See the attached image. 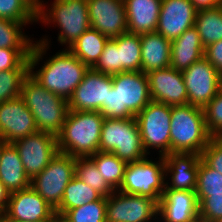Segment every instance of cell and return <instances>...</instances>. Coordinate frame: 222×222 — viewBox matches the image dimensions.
Instances as JSON below:
<instances>
[{
    "instance_id": "484cf974",
    "label": "cell",
    "mask_w": 222,
    "mask_h": 222,
    "mask_svg": "<svg viewBox=\"0 0 222 222\" xmlns=\"http://www.w3.org/2000/svg\"><path fill=\"white\" fill-rule=\"evenodd\" d=\"M108 37L89 28L68 49L86 66L93 68L102 54Z\"/></svg>"
},
{
    "instance_id": "836d02e7",
    "label": "cell",
    "mask_w": 222,
    "mask_h": 222,
    "mask_svg": "<svg viewBox=\"0 0 222 222\" xmlns=\"http://www.w3.org/2000/svg\"><path fill=\"white\" fill-rule=\"evenodd\" d=\"M29 69L0 71V103L21 96L22 83Z\"/></svg>"
},
{
    "instance_id": "52a82bcc",
    "label": "cell",
    "mask_w": 222,
    "mask_h": 222,
    "mask_svg": "<svg viewBox=\"0 0 222 222\" xmlns=\"http://www.w3.org/2000/svg\"><path fill=\"white\" fill-rule=\"evenodd\" d=\"M52 7H45L37 14V21L60 28L58 41L67 49L89 28H91L87 0H54Z\"/></svg>"
},
{
    "instance_id": "d4e9b609",
    "label": "cell",
    "mask_w": 222,
    "mask_h": 222,
    "mask_svg": "<svg viewBox=\"0 0 222 222\" xmlns=\"http://www.w3.org/2000/svg\"><path fill=\"white\" fill-rule=\"evenodd\" d=\"M0 180L10 193L27 189L31 181L24 171L15 146L5 141L0 159Z\"/></svg>"
},
{
    "instance_id": "d590c367",
    "label": "cell",
    "mask_w": 222,
    "mask_h": 222,
    "mask_svg": "<svg viewBox=\"0 0 222 222\" xmlns=\"http://www.w3.org/2000/svg\"><path fill=\"white\" fill-rule=\"evenodd\" d=\"M0 18L26 24L37 22V15L22 0H0Z\"/></svg>"
},
{
    "instance_id": "83f0119b",
    "label": "cell",
    "mask_w": 222,
    "mask_h": 222,
    "mask_svg": "<svg viewBox=\"0 0 222 222\" xmlns=\"http://www.w3.org/2000/svg\"><path fill=\"white\" fill-rule=\"evenodd\" d=\"M119 73L141 71V40L139 34L126 32L117 37Z\"/></svg>"
},
{
    "instance_id": "8fae6325",
    "label": "cell",
    "mask_w": 222,
    "mask_h": 222,
    "mask_svg": "<svg viewBox=\"0 0 222 222\" xmlns=\"http://www.w3.org/2000/svg\"><path fill=\"white\" fill-rule=\"evenodd\" d=\"M156 217L158 202L152 198L118 190L107 197L106 222H152Z\"/></svg>"
},
{
    "instance_id": "5b68a950",
    "label": "cell",
    "mask_w": 222,
    "mask_h": 222,
    "mask_svg": "<svg viewBox=\"0 0 222 222\" xmlns=\"http://www.w3.org/2000/svg\"><path fill=\"white\" fill-rule=\"evenodd\" d=\"M21 97L34 116L38 131L57 136L68 113V100L44 88L28 74L21 89Z\"/></svg>"
},
{
    "instance_id": "44dd1931",
    "label": "cell",
    "mask_w": 222,
    "mask_h": 222,
    "mask_svg": "<svg viewBox=\"0 0 222 222\" xmlns=\"http://www.w3.org/2000/svg\"><path fill=\"white\" fill-rule=\"evenodd\" d=\"M55 211L32 187L10 193L6 213L15 219L46 222Z\"/></svg>"
},
{
    "instance_id": "f6af8a7d",
    "label": "cell",
    "mask_w": 222,
    "mask_h": 222,
    "mask_svg": "<svg viewBox=\"0 0 222 222\" xmlns=\"http://www.w3.org/2000/svg\"><path fill=\"white\" fill-rule=\"evenodd\" d=\"M36 15L46 6L42 0H22Z\"/></svg>"
},
{
    "instance_id": "f1b7e54d",
    "label": "cell",
    "mask_w": 222,
    "mask_h": 222,
    "mask_svg": "<svg viewBox=\"0 0 222 222\" xmlns=\"http://www.w3.org/2000/svg\"><path fill=\"white\" fill-rule=\"evenodd\" d=\"M102 196L93 188L87 186L76 176L67 184L60 205L55 209L57 212L66 213L68 210L80 207L84 204L95 202Z\"/></svg>"
},
{
    "instance_id": "74e56055",
    "label": "cell",
    "mask_w": 222,
    "mask_h": 222,
    "mask_svg": "<svg viewBox=\"0 0 222 222\" xmlns=\"http://www.w3.org/2000/svg\"><path fill=\"white\" fill-rule=\"evenodd\" d=\"M93 69L107 75L119 73V51L117 48V37L108 39L104 50Z\"/></svg>"
},
{
    "instance_id": "ee69618b",
    "label": "cell",
    "mask_w": 222,
    "mask_h": 222,
    "mask_svg": "<svg viewBox=\"0 0 222 222\" xmlns=\"http://www.w3.org/2000/svg\"><path fill=\"white\" fill-rule=\"evenodd\" d=\"M10 192L6 189L5 185L0 180V213L7 210L9 203Z\"/></svg>"
},
{
    "instance_id": "7dc6e473",
    "label": "cell",
    "mask_w": 222,
    "mask_h": 222,
    "mask_svg": "<svg viewBox=\"0 0 222 222\" xmlns=\"http://www.w3.org/2000/svg\"><path fill=\"white\" fill-rule=\"evenodd\" d=\"M0 222H32V221H23L10 217L6 212L0 213Z\"/></svg>"
},
{
    "instance_id": "277c9868",
    "label": "cell",
    "mask_w": 222,
    "mask_h": 222,
    "mask_svg": "<svg viewBox=\"0 0 222 222\" xmlns=\"http://www.w3.org/2000/svg\"><path fill=\"white\" fill-rule=\"evenodd\" d=\"M170 126V153L201 154L212 138L203 108L191 104L171 107Z\"/></svg>"
},
{
    "instance_id": "9c48e42d",
    "label": "cell",
    "mask_w": 222,
    "mask_h": 222,
    "mask_svg": "<svg viewBox=\"0 0 222 222\" xmlns=\"http://www.w3.org/2000/svg\"><path fill=\"white\" fill-rule=\"evenodd\" d=\"M76 157L58 152L30 181L32 187L53 209L63 198L67 184L75 177Z\"/></svg>"
},
{
    "instance_id": "c3c4849f",
    "label": "cell",
    "mask_w": 222,
    "mask_h": 222,
    "mask_svg": "<svg viewBox=\"0 0 222 222\" xmlns=\"http://www.w3.org/2000/svg\"><path fill=\"white\" fill-rule=\"evenodd\" d=\"M188 222H207V221L204 218H202L200 215H198Z\"/></svg>"
},
{
    "instance_id": "2e32d148",
    "label": "cell",
    "mask_w": 222,
    "mask_h": 222,
    "mask_svg": "<svg viewBox=\"0 0 222 222\" xmlns=\"http://www.w3.org/2000/svg\"><path fill=\"white\" fill-rule=\"evenodd\" d=\"M91 28L109 39L128 32L124 0H87Z\"/></svg>"
},
{
    "instance_id": "7bdbcfd3",
    "label": "cell",
    "mask_w": 222,
    "mask_h": 222,
    "mask_svg": "<svg viewBox=\"0 0 222 222\" xmlns=\"http://www.w3.org/2000/svg\"><path fill=\"white\" fill-rule=\"evenodd\" d=\"M197 10L214 8L222 5V0H191Z\"/></svg>"
},
{
    "instance_id": "f35d334b",
    "label": "cell",
    "mask_w": 222,
    "mask_h": 222,
    "mask_svg": "<svg viewBox=\"0 0 222 222\" xmlns=\"http://www.w3.org/2000/svg\"><path fill=\"white\" fill-rule=\"evenodd\" d=\"M31 49L0 48V71L29 69Z\"/></svg>"
},
{
    "instance_id": "ba28073f",
    "label": "cell",
    "mask_w": 222,
    "mask_h": 222,
    "mask_svg": "<svg viewBox=\"0 0 222 222\" xmlns=\"http://www.w3.org/2000/svg\"><path fill=\"white\" fill-rule=\"evenodd\" d=\"M166 178L164 156H160L156 163L145 157L138 162L127 163L118 191L146 196L159 203L165 190Z\"/></svg>"
},
{
    "instance_id": "30bf717a",
    "label": "cell",
    "mask_w": 222,
    "mask_h": 222,
    "mask_svg": "<svg viewBox=\"0 0 222 222\" xmlns=\"http://www.w3.org/2000/svg\"><path fill=\"white\" fill-rule=\"evenodd\" d=\"M135 118L146 154L155 148L159 156L170 154L171 106L151 100Z\"/></svg>"
},
{
    "instance_id": "6da1fadb",
    "label": "cell",
    "mask_w": 222,
    "mask_h": 222,
    "mask_svg": "<svg viewBox=\"0 0 222 222\" xmlns=\"http://www.w3.org/2000/svg\"><path fill=\"white\" fill-rule=\"evenodd\" d=\"M48 38L33 43L29 55V74L48 91L68 100L75 88L82 82L89 67L80 61L69 49L63 48L61 52L46 60L41 69L35 66L42 60L49 48Z\"/></svg>"
},
{
    "instance_id": "60d3db41",
    "label": "cell",
    "mask_w": 222,
    "mask_h": 222,
    "mask_svg": "<svg viewBox=\"0 0 222 222\" xmlns=\"http://www.w3.org/2000/svg\"><path fill=\"white\" fill-rule=\"evenodd\" d=\"M199 215L207 222L222 219V193L205 196L199 202Z\"/></svg>"
},
{
    "instance_id": "f546056e",
    "label": "cell",
    "mask_w": 222,
    "mask_h": 222,
    "mask_svg": "<svg viewBox=\"0 0 222 222\" xmlns=\"http://www.w3.org/2000/svg\"><path fill=\"white\" fill-rule=\"evenodd\" d=\"M89 158L95 163L100 176L114 189L118 190L124 178L127 163L111 152H100L90 155Z\"/></svg>"
},
{
    "instance_id": "4fadbf2b",
    "label": "cell",
    "mask_w": 222,
    "mask_h": 222,
    "mask_svg": "<svg viewBox=\"0 0 222 222\" xmlns=\"http://www.w3.org/2000/svg\"><path fill=\"white\" fill-rule=\"evenodd\" d=\"M12 144L30 180L49 165L50 160L59 152L57 136L44 131L19 138Z\"/></svg>"
},
{
    "instance_id": "e575fe53",
    "label": "cell",
    "mask_w": 222,
    "mask_h": 222,
    "mask_svg": "<svg viewBox=\"0 0 222 222\" xmlns=\"http://www.w3.org/2000/svg\"><path fill=\"white\" fill-rule=\"evenodd\" d=\"M107 198L101 197L95 202L68 210L65 214L71 222H106Z\"/></svg>"
},
{
    "instance_id": "cb8c5ba5",
    "label": "cell",
    "mask_w": 222,
    "mask_h": 222,
    "mask_svg": "<svg viewBox=\"0 0 222 222\" xmlns=\"http://www.w3.org/2000/svg\"><path fill=\"white\" fill-rule=\"evenodd\" d=\"M204 53L205 47L201 43L197 29L193 26L171 41L170 66L183 72L194 62L200 60Z\"/></svg>"
},
{
    "instance_id": "1f68e13d",
    "label": "cell",
    "mask_w": 222,
    "mask_h": 222,
    "mask_svg": "<svg viewBox=\"0 0 222 222\" xmlns=\"http://www.w3.org/2000/svg\"><path fill=\"white\" fill-rule=\"evenodd\" d=\"M23 26V23L0 18V48L31 49L34 41L22 32Z\"/></svg>"
},
{
    "instance_id": "d6a6232c",
    "label": "cell",
    "mask_w": 222,
    "mask_h": 222,
    "mask_svg": "<svg viewBox=\"0 0 222 222\" xmlns=\"http://www.w3.org/2000/svg\"><path fill=\"white\" fill-rule=\"evenodd\" d=\"M195 192L198 203L205 196L222 193V174L208 167L202 160L199 162Z\"/></svg>"
},
{
    "instance_id": "d6986e66",
    "label": "cell",
    "mask_w": 222,
    "mask_h": 222,
    "mask_svg": "<svg viewBox=\"0 0 222 222\" xmlns=\"http://www.w3.org/2000/svg\"><path fill=\"white\" fill-rule=\"evenodd\" d=\"M164 160L165 176H171L169 178L170 183L165 182V189L195 192L201 155L195 153H170L164 156Z\"/></svg>"
},
{
    "instance_id": "e0dca14e",
    "label": "cell",
    "mask_w": 222,
    "mask_h": 222,
    "mask_svg": "<svg viewBox=\"0 0 222 222\" xmlns=\"http://www.w3.org/2000/svg\"><path fill=\"white\" fill-rule=\"evenodd\" d=\"M152 101L179 106L188 104V94L182 72L171 66L146 74Z\"/></svg>"
},
{
    "instance_id": "b9f144b4",
    "label": "cell",
    "mask_w": 222,
    "mask_h": 222,
    "mask_svg": "<svg viewBox=\"0 0 222 222\" xmlns=\"http://www.w3.org/2000/svg\"><path fill=\"white\" fill-rule=\"evenodd\" d=\"M204 57L222 75V40L205 47Z\"/></svg>"
},
{
    "instance_id": "8d00e7d4",
    "label": "cell",
    "mask_w": 222,
    "mask_h": 222,
    "mask_svg": "<svg viewBox=\"0 0 222 222\" xmlns=\"http://www.w3.org/2000/svg\"><path fill=\"white\" fill-rule=\"evenodd\" d=\"M206 127L212 137H222V89L203 108Z\"/></svg>"
},
{
    "instance_id": "4316f807",
    "label": "cell",
    "mask_w": 222,
    "mask_h": 222,
    "mask_svg": "<svg viewBox=\"0 0 222 222\" xmlns=\"http://www.w3.org/2000/svg\"><path fill=\"white\" fill-rule=\"evenodd\" d=\"M194 27L204 47L222 40V5L198 10Z\"/></svg>"
},
{
    "instance_id": "ab89813d",
    "label": "cell",
    "mask_w": 222,
    "mask_h": 222,
    "mask_svg": "<svg viewBox=\"0 0 222 222\" xmlns=\"http://www.w3.org/2000/svg\"><path fill=\"white\" fill-rule=\"evenodd\" d=\"M200 155L208 167L222 174V137H212Z\"/></svg>"
},
{
    "instance_id": "7a4b0ae2",
    "label": "cell",
    "mask_w": 222,
    "mask_h": 222,
    "mask_svg": "<svg viewBox=\"0 0 222 222\" xmlns=\"http://www.w3.org/2000/svg\"><path fill=\"white\" fill-rule=\"evenodd\" d=\"M150 101L146 73L122 72L112 75V88L108 91L107 106H103L100 113L104 118H132Z\"/></svg>"
},
{
    "instance_id": "9a60e30c",
    "label": "cell",
    "mask_w": 222,
    "mask_h": 222,
    "mask_svg": "<svg viewBox=\"0 0 222 222\" xmlns=\"http://www.w3.org/2000/svg\"><path fill=\"white\" fill-rule=\"evenodd\" d=\"M37 131L34 116L21 96L0 103V139L13 143Z\"/></svg>"
},
{
    "instance_id": "3957f363",
    "label": "cell",
    "mask_w": 222,
    "mask_h": 222,
    "mask_svg": "<svg viewBox=\"0 0 222 222\" xmlns=\"http://www.w3.org/2000/svg\"><path fill=\"white\" fill-rule=\"evenodd\" d=\"M104 119L99 111L68 110L57 135L59 152L74 157H89L97 153Z\"/></svg>"
},
{
    "instance_id": "8992f818",
    "label": "cell",
    "mask_w": 222,
    "mask_h": 222,
    "mask_svg": "<svg viewBox=\"0 0 222 222\" xmlns=\"http://www.w3.org/2000/svg\"><path fill=\"white\" fill-rule=\"evenodd\" d=\"M99 151L111 152L126 163L138 162L147 157L136 118H105Z\"/></svg>"
},
{
    "instance_id": "ac0fdd59",
    "label": "cell",
    "mask_w": 222,
    "mask_h": 222,
    "mask_svg": "<svg viewBox=\"0 0 222 222\" xmlns=\"http://www.w3.org/2000/svg\"><path fill=\"white\" fill-rule=\"evenodd\" d=\"M197 11L191 0H162L156 32L175 40L194 26Z\"/></svg>"
},
{
    "instance_id": "5bb4252c",
    "label": "cell",
    "mask_w": 222,
    "mask_h": 222,
    "mask_svg": "<svg viewBox=\"0 0 222 222\" xmlns=\"http://www.w3.org/2000/svg\"><path fill=\"white\" fill-rule=\"evenodd\" d=\"M111 88L112 75L89 68L68 99V110L100 112L103 106H107L108 91Z\"/></svg>"
},
{
    "instance_id": "681fc988",
    "label": "cell",
    "mask_w": 222,
    "mask_h": 222,
    "mask_svg": "<svg viewBox=\"0 0 222 222\" xmlns=\"http://www.w3.org/2000/svg\"><path fill=\"white\" fill-rule=\"evenodd\" d=\"M2 152H3V140L0 139V159H1Z\"/></svg>"
},
{
    "instance_id": "ffe728a7",
    "label": "cell",
    "mask_w": 222,
    "mask_h": 222,
    "mask_svg": "<svg viewBox=\"0 0 222 222\" xmlns=\"http://www.w3.org/2000/svg\"><path fill=\"white\" fill-rule=\"evenodd\" d=\"M199 215L196 192L165 189L158 203V216L164 222H188Z\"/></svg>"
},
{
    "instance_id": "7402d4cb",
    "label": "cell",
    "mask_w": 222,
    "mask_h": 222,
    "mask_svg": "<svg viewBox=\"0 0 222 222\" xmlns=\"http://www.w3.org/2000/svg\"><path fill=\"white\" fill-rule=\"evenodd\" d=\"M162 0H124L127 30L134 34L156 32Z\"/></svg>"
},
{
    "instance_id": "603a6c76",
    "label": "cell",
    "mask_w": 222,
    "mask_h": 222,
    "mask_svg": "<svg viewBox=\"0 0 222 222\" xmlns=\"http://www.w3.org/2000/svg\"><path fill=\"white\" fill-rule=\"evenodd\" d=\"M141 71L149 73L154 70L170 67L171 41L158 32L140 35Z\"/></svg>"
},
{
    "instance_id": "bcb514c9",
    "label": "cell",
    "mask_w": 222,
    "mask_h": 222,
    "mask_svg": "<svg viewBox=\"0 0 222 222\" xmlns=\"http://www.w3.org/2000/svg\"><path fill=\"white\" fill-rule=\"evenodd\" d=\"M46 222H71L66 214L54 211Z\"/></svg>"
},
{
    "instance_id": "4dcf8cb0",
    "label": "cell",
    "mask_w": 222,
    "mask_h": 222,
    "mask_svg": "<svg viewBox=\"0 0 222 222\" xmlns=\"http://www.w3.org/2000/svg\"><path fill=\"white\" fill-rule=\"evenodd\" d=\"M75 176L93 188L102 197H108L115 190L100 176L95 163L89 157H76Z\"/></svg>"
},
{
    "instance_id": "f907efd6",
    "label": "cell",
    "mask_w": 222,
    "mask_h": 222,
    "mask_svg": "<svg viewBox=\"0 0 222 222\" xmlns=\"http://www.w3.org/2000/svg\"><path fill=\"white\" fill-rule=\"evenodd\" d=\"M214 222H222V219H218V220H216V221H214Z\"/></svg>"
},
{
    "instance_id": "7c38bea8",
    "label": "cell",
    "mask_w": 222,
    "mask_h": 222,
    "mask_svg": "<svg viewBox=\"0 0 222 222\" xmlns=\"http://www.w3.org/2000/svg\"><path fill=\"white\" fill-rule=\"evenodd\" d=\"M188 104L204 108L222 89V75L203 56L182 72Z\"/></svg>"
}]
</instances>
